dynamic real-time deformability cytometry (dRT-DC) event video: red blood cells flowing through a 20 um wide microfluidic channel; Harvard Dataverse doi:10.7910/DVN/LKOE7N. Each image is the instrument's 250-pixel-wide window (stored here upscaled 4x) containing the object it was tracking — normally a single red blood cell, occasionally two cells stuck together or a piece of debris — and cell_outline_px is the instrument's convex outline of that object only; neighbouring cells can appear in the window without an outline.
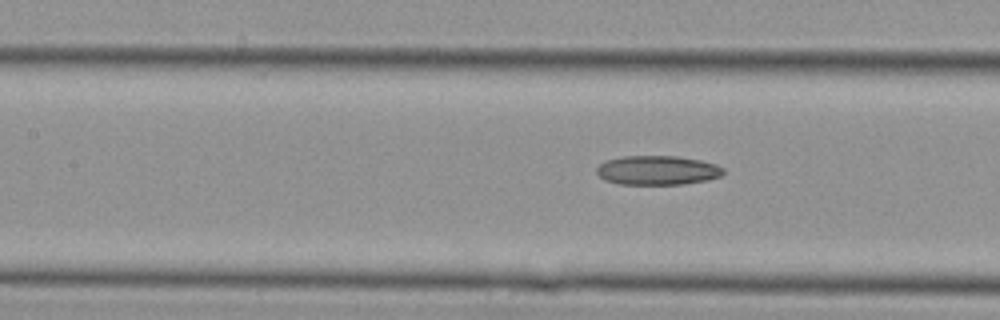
{"species": "Egyptian fruit bat (a non-hibernating species)", "species_latin": "Rousettus aegyptiacus", "temperature_condition": "cold", "stored_images_in_passage": 4, "camera_frame_rate_fps": 3000, "um_per_image_px": 0.085, "animal": {"sex": "female"}, "frame": {"image": 1, "passage_image": 4, "time_ms": 1.0, "image_size_px": [1000, 320], "cell_outline_px": [[724, 172], [720, 176], [708, 180], [684, 184], [620, 184], [604, 180], [596, 172], [596, 168], [600, 164], [608, 160], [624, 156], [676, 156], [700, 160], [716, 164], [724, 168]], "centroid_in_image_um": [55.89, 14.48], "position_along_channel_um": 151.5, "area_um2": 21.56}}